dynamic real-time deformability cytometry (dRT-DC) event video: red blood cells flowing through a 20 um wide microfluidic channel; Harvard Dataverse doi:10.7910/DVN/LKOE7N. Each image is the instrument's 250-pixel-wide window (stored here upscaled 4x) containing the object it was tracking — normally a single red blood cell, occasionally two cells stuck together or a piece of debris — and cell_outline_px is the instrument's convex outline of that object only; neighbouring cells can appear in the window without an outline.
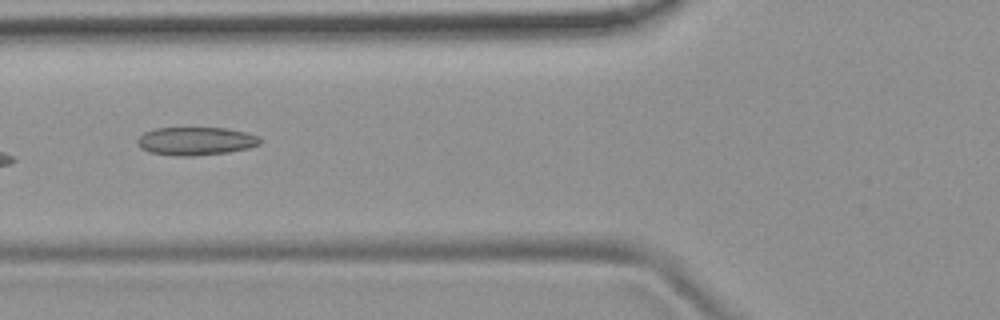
{"species": "common noctule bat (a hibernating species)", "species_latin": "Nyctalus noctula", "temperature_condition": "room temperature", "stored_images_in_passage": 7, "camera_frame_rate_fps": 3000, "um_per_image_px": 0.085, "animal": {"sex": "female", "body_mass_g": 19.9}, "frame": {"image": 1, "passage_image": 7, "time_ms": 7.0, "image_size_px": [1000, 320], "cell_outline_px": [[260, 144], [248, 148], [228, 152], [192, 156], [176, 156], [148, 152], [140, 148], [136, 144], [136, 140], [144, 132], [156, 128], [228, 128], [244, 132], [256, 136], [260, 140]], "centroid_in_image_um": [16.58, 12.0], "position_along_channel_um": 109.2, "area_um2": 20.11}}